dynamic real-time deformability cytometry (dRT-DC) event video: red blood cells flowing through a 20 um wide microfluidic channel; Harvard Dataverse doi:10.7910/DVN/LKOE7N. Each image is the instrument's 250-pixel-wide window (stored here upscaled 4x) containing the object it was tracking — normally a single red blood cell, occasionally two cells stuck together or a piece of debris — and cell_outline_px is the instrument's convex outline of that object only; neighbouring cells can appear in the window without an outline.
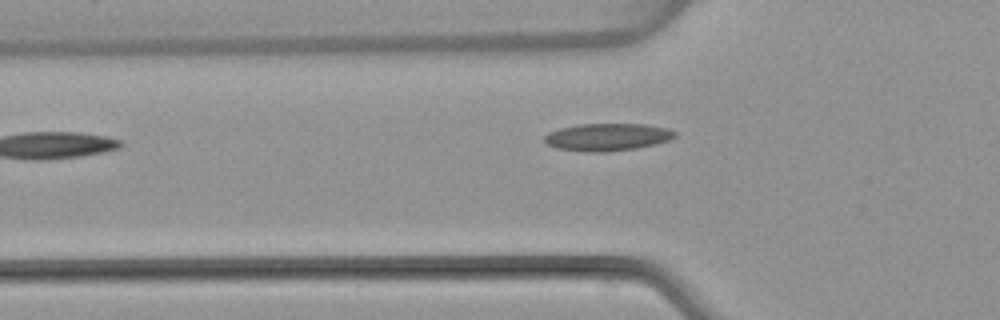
{"species": "common noctule bat (a hibernating species)", "species_latin": "Nyctalus noctula", "temperature_condition": "warm", "stored_images_in_passage": 6, "camera_frame_rate_fps": 3000, "um_per_image_px": 0.085, "animal": {"sex": "female", "body_mass_g": 22.7, "forearm_length_mm": 54.2}, "frame": {"image": 1, "passage_image": 5, "time_ms": 5.667, "image_size_px": [1000, 320], "cell_outline_px": [[676, 136], [668, 140], [656, 144], [636, 148], [608, 152], [584, 152], [560, 148], [548, 144], [544, 140], [544, 136], [548, 132], [560, 128], [580, 124], [644, 124], [668, 128], [676, 132]], "centroid_in_image_um": [51.64, 11.65], "position_along_channel_um": 74.2, "area_um2": 20.81}}
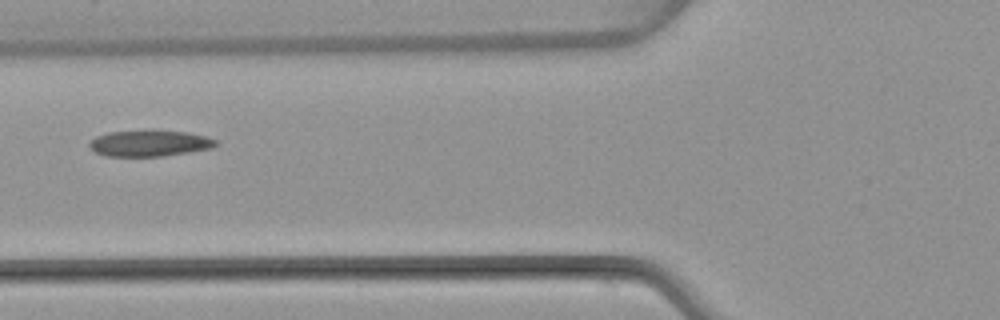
{"frame": {"image": 2, "passage_image": 6, "time_ms": 6.667, "image_size_px": [1000, 320], "cell_outline_px": [[220, 144], [212, 148], [164, 156], [104, 156], [96, 152], [88, 144], [96, 136], [108, 132], [188, 132], [204, 136], [216, 140]], "centroid_in_image_um": [12.73, 12.21], "position_along_channel_um": 113.1, "area_um2": 18.67}}